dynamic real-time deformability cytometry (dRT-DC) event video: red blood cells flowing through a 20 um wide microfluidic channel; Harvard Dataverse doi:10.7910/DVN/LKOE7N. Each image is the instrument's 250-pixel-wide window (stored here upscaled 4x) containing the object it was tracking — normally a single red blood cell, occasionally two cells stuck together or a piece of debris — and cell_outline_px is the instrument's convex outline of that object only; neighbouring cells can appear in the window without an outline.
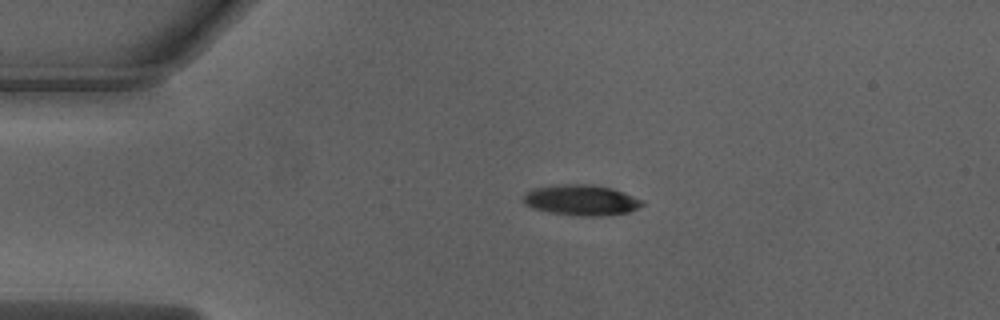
{"species": "Egyptian fruit bat (a non-hibernating species)", "species_latin": "Rousettus aegyptiacus", "temperature_condition": "warm", "stored_images_in_passage": 41, "camera_frame_rate_fps": 3000, "um_per_image_px": 0.085, "animal": {"sex": "male"}, "frame": {"image": 1, "passage_image": 1, "time_ms": 0.0, "image_size_px": [1000, 320], "cell_outline_px": [[644, 204], [628, 212], [596, 216], [584, 216], [552, 212], [532, 208], [524, 204], [524, 192], [532, 188], [552, 184], [588, 184], [612, 188], [644, 200]], "centroid_in_image_um": [49.37, 16.98], "position_along_channel_um": 35.6, "area_um2": 21.15}}
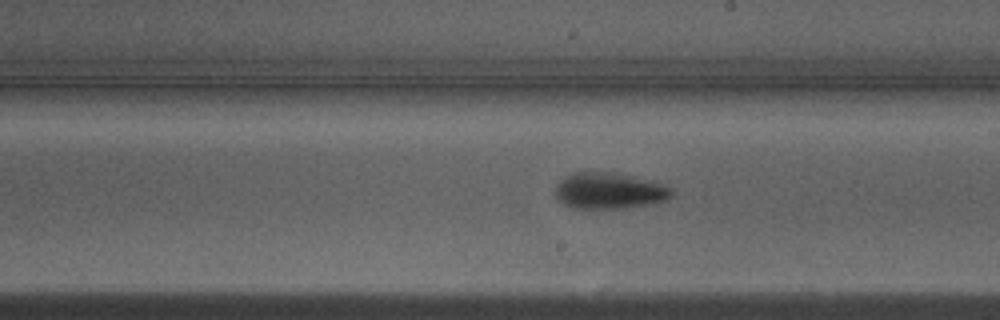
{"frame": {"image": 2, "passage_image": 19, "time_ms": 6.0, "image_size_px": [1000, 320], "cell_outline_px": [[672, 196], [664, 200], [648, 204], [624, 208], [572, 208], [564, 204], [556, 196], [556, 184], [564, 176], [576, 172], [608, 172], [632, 176], [660, 184], [672, 188]], "centroid_in_image_um": [51.74, 16.22], "position_along_channel_um": 237.3, "area_um2": 24.16}}
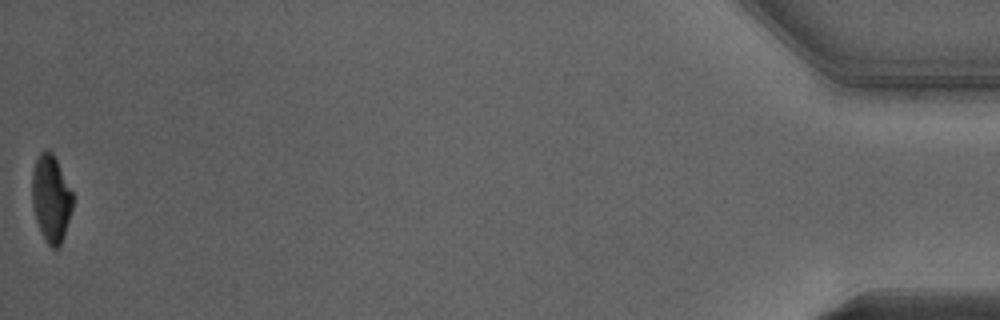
{"frame": {"image": 3, "passage_image": 41, "time_ms": 13.333, "image_size_px": [1000, 320], "cell_outline_px": [[76, 196], [64, 236], [60, 248], [52, 248], [48, 244], [36, 220], [32, 204], [32, 172], [36, 160], [40, 152], [44, 148], [48, 148], [52, 152]], "centroid_in_image_um": [4.37, 16.84], "position_along_channel_um": 430.8, "area_um2": 20.98}, "authors_computed_cell_mechanics": {"area_um2": 23.409, "velocity_mm_per_s": 4.0282, "shape_relaxation_time_tau1_ms": 2.401, "shape_relaxation_time_tau2_ms": 5.948, "deformation_change_tau1": 0.1873, "deformation_change_tau2": 0.1404}}